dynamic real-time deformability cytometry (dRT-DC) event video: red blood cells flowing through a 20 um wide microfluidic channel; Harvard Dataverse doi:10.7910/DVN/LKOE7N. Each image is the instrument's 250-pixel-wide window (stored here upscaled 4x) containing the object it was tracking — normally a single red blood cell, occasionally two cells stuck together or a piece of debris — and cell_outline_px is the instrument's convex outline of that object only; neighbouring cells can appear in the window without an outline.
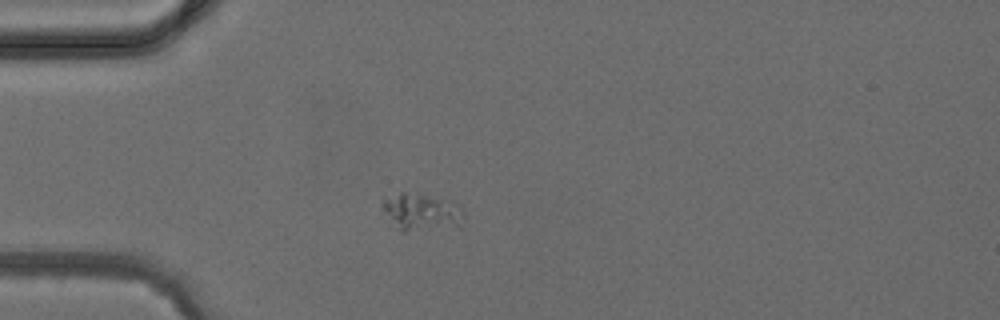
{"species": "common noctule bat (a hibernating species)", "species_latin": "Nyctalus noctula", "temperature_condition": "cold", "stored_images_in_passage": 3, "camera_frame_rate_fps": 3000, "um_per_image_px": 0.085, "animal": {"sex": "female", "body_mass_g": 24.6, "forearm_length_mm": 56.2}, "frame": {"image": 1, "passage_image": 2, "time_ms": 1.333, "image_size_px": [1000, 320], "cell_outline_px": [[460, 228], [404, 232], [400, 228], [384, 208], [384, 200], [400, 192], [404, 192], [424, 196], [440, 200], [460, 212]], "centroid_in_image_um": [35.8, 18.1], "position_along_channel_um": 49.2, "area_um2": 16.01}}
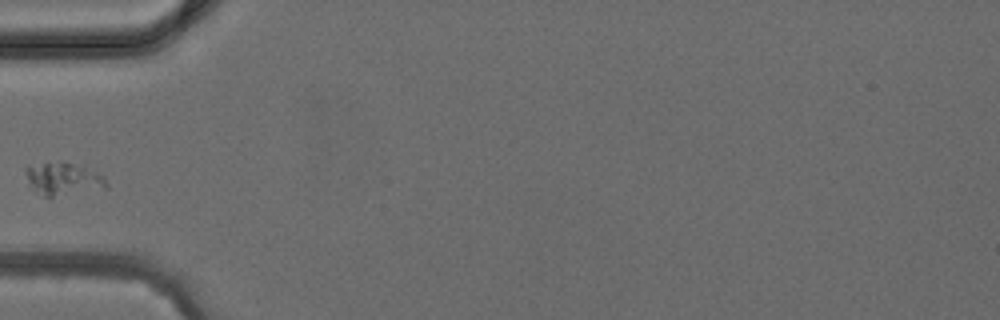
{"frame": {"image": 2, "passage_image": 3, "time_ms": 2.333, "image_size_px": [1000, 320], "cell_outline_px": [[108, 188], [48, 200], [32, 192], [24, 168], [44, 164], [72, 164], [100, 172], [104, 176], [108, 184]], "centroid_in_image_um": [5.41, 15.33], "position_along_channel_um": 79.6, "area_um2": 15.78}}